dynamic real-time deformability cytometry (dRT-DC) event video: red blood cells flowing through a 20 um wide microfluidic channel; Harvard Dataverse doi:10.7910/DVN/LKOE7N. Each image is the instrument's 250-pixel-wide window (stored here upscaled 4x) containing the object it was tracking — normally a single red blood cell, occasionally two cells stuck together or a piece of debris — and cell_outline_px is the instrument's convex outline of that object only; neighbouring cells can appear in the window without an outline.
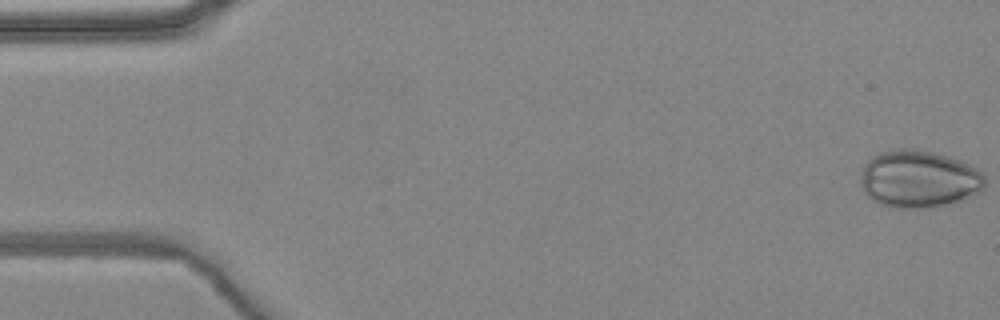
{"species": "common noctule bat (a hibernating species)", "species_latin": "Nyctalus noctula", "temperature_condition": "warm", "stored_images_in_passage": 5, "camera_frame_rate_fps": 3000, "um_per_image_px": 0.085, "animal": {"sex": "female", "body_mass_g": 24.6, "forearm_length_mm": 56.2}, "frame": {"image": 1, "passage_image": 1, "time_ms": 0.0, "image_size_px": [1000, 320], "cell_outline_px": [[984, 188], [980, 192], [944, 204], [920, 208], [896, 208], [880, 204], [872, 200], [864, 192], [860, 180], [864, 164], [872, 156], [880, 152], [896, 148], [916, 148], [932, 152], [960, 160], [976, 168], [984, 176]], "centroid_in_image_um": [78.05, 15.19], "position_along_channel_um": 6.9, "area_um2": 41.33}}